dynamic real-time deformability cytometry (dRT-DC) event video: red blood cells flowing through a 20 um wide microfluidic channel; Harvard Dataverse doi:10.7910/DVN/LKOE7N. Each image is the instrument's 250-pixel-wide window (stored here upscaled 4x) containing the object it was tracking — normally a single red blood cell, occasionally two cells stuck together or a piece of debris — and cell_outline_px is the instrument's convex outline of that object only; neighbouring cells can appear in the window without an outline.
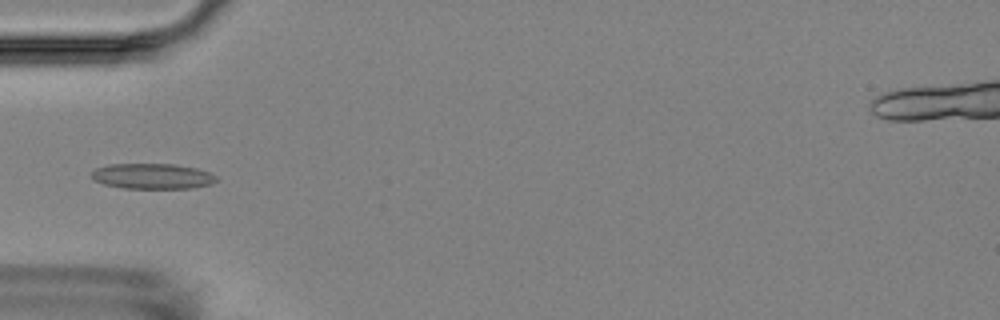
{"species": "Egyptian fruit bat (a non-hibernating species)", "species_latin": "Rousettus aegyptiacus", "temperature_condition": "room temperature", "stored_images_in_passage": 1, "camera_frame_rate_fps": 3000, "um_per_image_px": 0.085, "animal": {"sex": "female"}, "frame": {"image": 1, "passage_image": 1, "time_ms": 0.0, "image_size_px": [1000, 320], "cell_outline_px": [[220, 180], [212, 184], [192, 188], [124, 188], [104, 184], [92, 180], [92, 172], [96, 168], [108, 164], [176, 164], [196, 168], [208, 172], [216, 176]], "centroid_in_image_um": [12.97, 14.97], "position_along_channel_um": 72.0, "area_um2": 18.61}}